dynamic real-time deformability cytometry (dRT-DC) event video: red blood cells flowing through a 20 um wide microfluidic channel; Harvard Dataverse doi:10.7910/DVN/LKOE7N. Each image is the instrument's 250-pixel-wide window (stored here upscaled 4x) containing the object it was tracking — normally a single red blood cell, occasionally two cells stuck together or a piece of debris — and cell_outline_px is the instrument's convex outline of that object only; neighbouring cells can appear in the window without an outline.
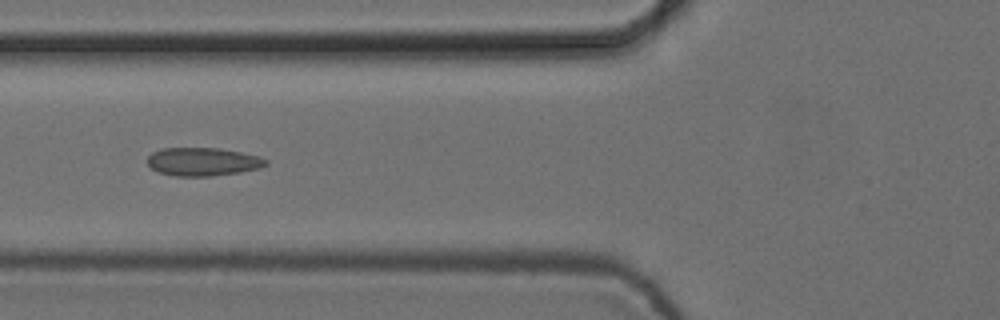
{"species": "common noctule bat (a hibernating species)", "species_latin": "Nyctalus noctula", "temperature_condition": "cold", "stored_images_in_passage": 7, "camera_frame_rate_fps": 3000, "um_per_image_px": 0.085, "animal": {"sex": "female", "body_mass_g": 24.6, "forearm_length_mm": 56.2}, "frame": {"image": 1, "passage_image": 5, "time_ms": 1.333, "image_size_px": [1000, 320], "cell_outline_px": [[268, 164], [260, 168], [240, 172], [212, 176], [176, 176], [160, 172], [152, 168], [148, 164], [148, 156], [152, 152], [160, 148], [220, 148], [260, 156], [268, 160]], "centroid_in_image_um": [17.27, 13.74], "position_along_channel_um": 108.5, "area_um2": 19.54}}
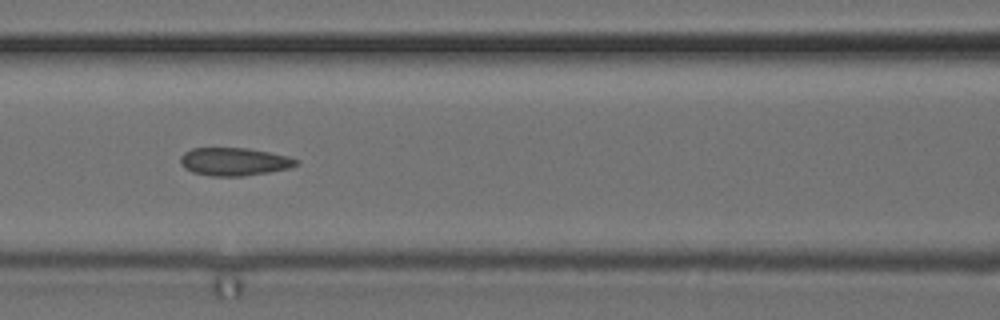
{"frame": {"image": 2, "passage_image": 6, "time_ms": 1.667, "image_size_px": [1000, 320], "cell_outline_px": [[300, 164], [288, 168], [268, 172], [244, 176], [212, 176], [192, 172], [184, 168], [180, 164], [180, 156], [184, 152], [192, 148], [248, 148], [288, 156], [300, 160]], "centroid_in_image_um": [19.9, 13.74], "position_along_channel_um": 146.7, "area_um2": 18.96}}
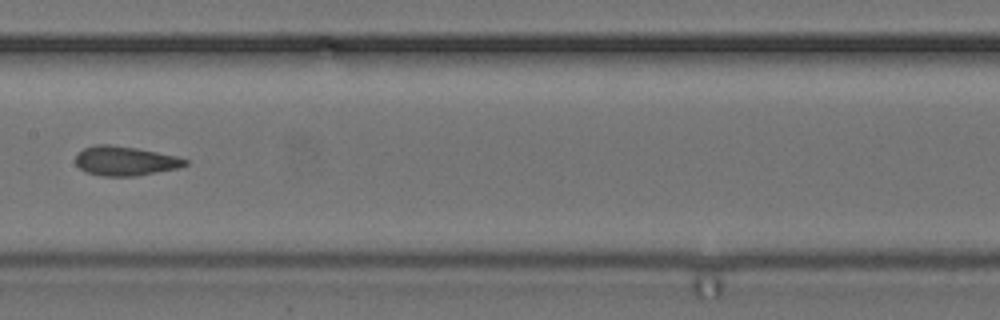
{"frame": {"image": 3, "passage_image": 7, "time_ms": 2.0, "image_size_px": [1000, 320], "cell_outline_px": [[188, 164], [180, 168], [136, 176], [104, 176], [84, 172], [76, 164], [76, 152], [84, 148], [96, 144], [112, 144], [136, 148], [180, 156], [188, 160]], "centroid_in_image_um": [10.66, 13.67], "position_along_channel_um": 196.7, "area_um2": 19.07}}